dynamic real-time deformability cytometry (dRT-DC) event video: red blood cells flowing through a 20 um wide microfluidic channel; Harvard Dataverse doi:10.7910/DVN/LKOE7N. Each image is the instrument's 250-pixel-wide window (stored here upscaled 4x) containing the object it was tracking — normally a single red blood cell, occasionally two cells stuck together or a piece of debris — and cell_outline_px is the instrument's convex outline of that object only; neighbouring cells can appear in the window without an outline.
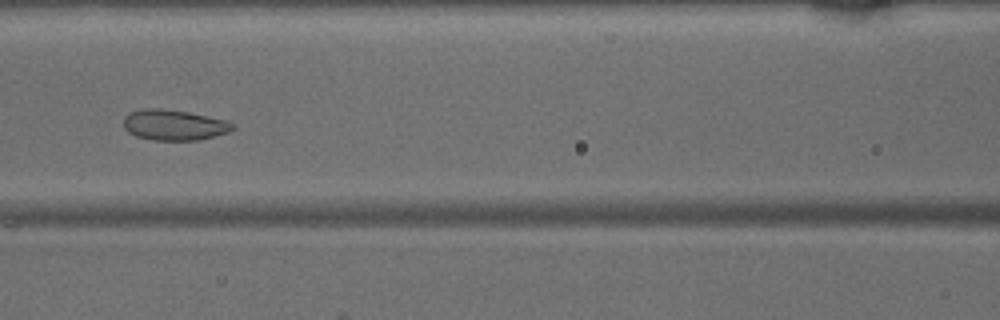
{"species": "common noctule bat (a hibernating species)", "species_latin": "Nyctalus noctula", "temperature_condition": "warm", "stored_images_in_passage": 45, "camera_frame_rate_fps": 3000, "um_per_image_px": 0.085, "animal": {"sex": "male", "body_mass_g": 15.6}, "frame": {"image": 1, "passage_image": 18, "time_ms": 5.667, "image_size_px": [1000, 320], "cell_outline_px": [[236, 128], [228, 132], [196, 140], [156, 140], [136, 136], [128, 132], [124, 128], [124, 116], [128, 112], [144, 108], [160, 108], [188, 112], [224, 120], [232, 124]], "centroid_in_image_um": [14.73, 10.61], "position_along_channel_um": 151.9, "area_um2": 19.25}}
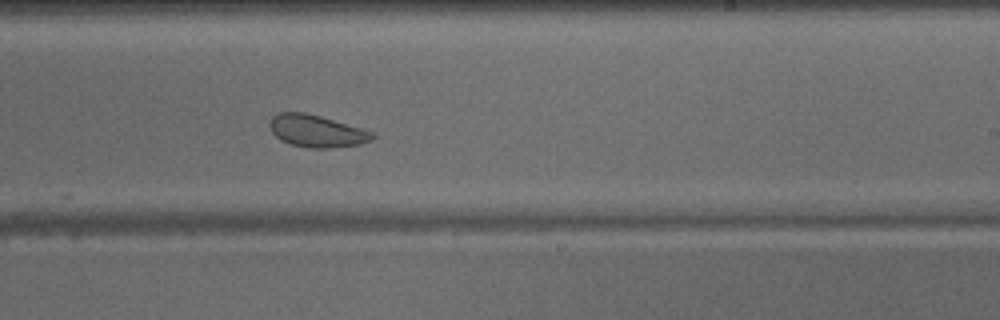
{"frame": {"image": 2, "passage_image": 26, "time_ms": 8.333, "image_size_px": [1000, 320], "cell_outline_px": [[376, 136], [372, 140], [360, 144], [328, 148], [312, 148], [292, 144], [280, 140], [272, 132], [268, 124], [272, 116], [280, 112], [304, 112], [320, 116], [376, 132]], "centroid_in_image_um": [26.93, 11.13], "position_along_channel_um": 262.1, "area_um2": 19.31}}
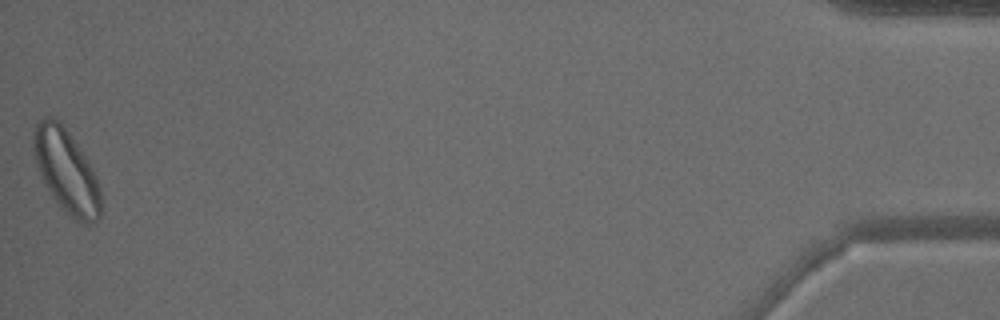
{"frame": {"image": 3, "passage_image": 45, "time_ms": 14.667, "image_size_px": [1000, 320], "cell_outline_px": [[100, 216], [96, 220], [88, 224], [80, 224], [72, 220], [60, 208], [52, 196], [40, 176], [36, 164], [32, 148], [32, 140], [36, 124], [44, 116], [52, 116], [60, 120], [80, 148], [92, 168], [96, 176], [100, 192]], "centroid_in_image_um": [5.61, 14.55], "position_along_channel_um": 429.6, "area_um2": 33.06}}